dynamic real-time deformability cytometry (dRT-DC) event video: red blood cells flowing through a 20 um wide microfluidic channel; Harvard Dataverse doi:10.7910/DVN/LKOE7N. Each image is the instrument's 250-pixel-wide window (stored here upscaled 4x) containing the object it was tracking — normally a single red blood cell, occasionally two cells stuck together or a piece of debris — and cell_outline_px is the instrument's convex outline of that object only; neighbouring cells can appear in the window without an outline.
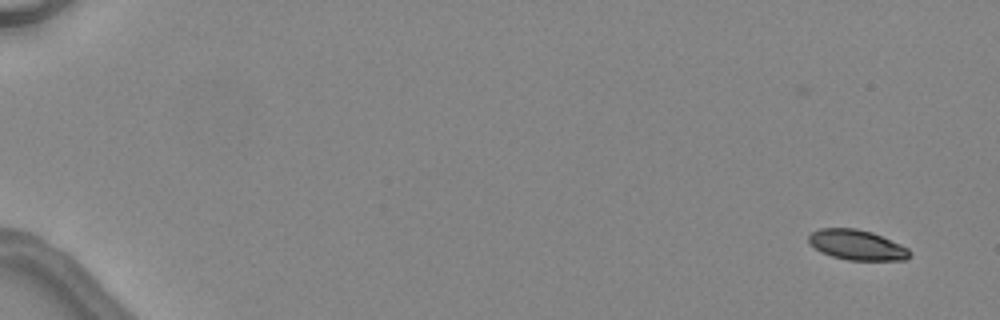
{"species": "common noctule bat (a hibernating species)", "species_latin": "Nyctalus noctula", "temperature_condition": "warm", "stored_images_in_passage": 6, "camera_frame_rate_fps": 3000, "um_per_image_px": 0.085, "animal": {"sex": "female", "body_mass_g": 24.6, "forearm_length_mm": 56.2}, "frame": {"image": 1, "passage_image": 2, "time_ms": 1.333, "image_size_px": [1000, 320], "cell_outline_px": [[908, 256], [904, 260], [848, 260], [832, 256], [820, 252], [808, 240], [808, 236], [812, 232], [820, 228], [856, 228], [872, 232], [900, 244], [908, 248]], "centroid_in_image_um": [72.81, 20.81], "position_along_channel_um": 12.2, "area_um2": 17.51}}
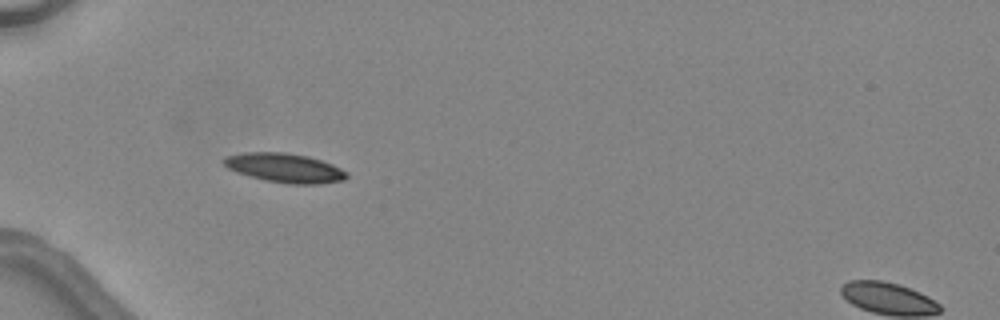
{"frame": {"image": 2, "passage_image": 6, "time_ms": 6.333, "image_size_px": [1000, 320], "cell_outline_px": [[348, 176], [344, 180], [320, 184], [288, 184], [264, 180], [236, 172], [228, 168], [220, 160], [224, 156], [244, 152], [284, 152], [308, 156], [332, 164], [348, 172]], "centroid_in_image_um": [24.18, 14.27], "position_along_channel_um": 60.8, "area_um2": 21.1}}